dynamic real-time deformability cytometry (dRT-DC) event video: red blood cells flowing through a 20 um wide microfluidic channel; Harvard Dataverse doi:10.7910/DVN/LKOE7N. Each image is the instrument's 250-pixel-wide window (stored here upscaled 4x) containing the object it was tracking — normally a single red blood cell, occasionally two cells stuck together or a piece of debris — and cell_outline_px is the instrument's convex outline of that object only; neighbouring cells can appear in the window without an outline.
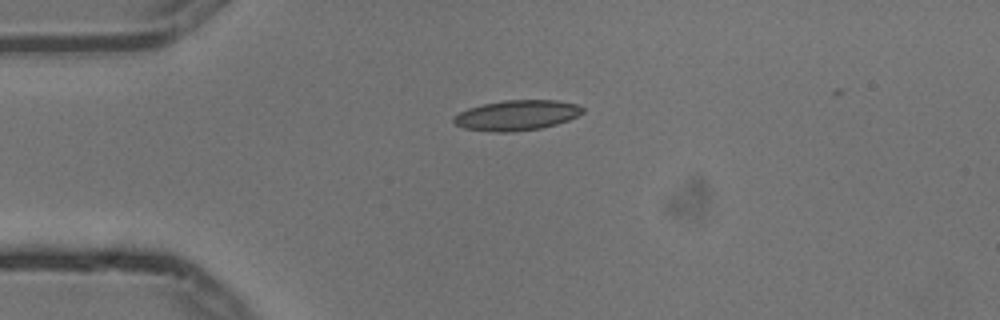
{"species": "common noctule bat (a hibernating species)", "species_latin": "Nyctalus noctula", "temperature_condition": "cold", "stored_images_in_passage": 2, "camera_frame_rate_fps": 3000, "um_per_image_px": 0.085, "animal": {"sex": "male", "body_mass_g": 13.3}, "frame": {"image": 1, "passage_image": 1, "time_ms": 0.0, "image_size_px": [1000, 320], "cell_outline_px": [[584, 112], [568, 120], [556, 124], [540, 128], [512, 132], [496, 132], [464, 128], [456, 124], [452, 120], [452, 116], [468, 108], [484, 104], [504, 100], [556, 100], [576, 104], [584, 108]], "centroid_in_image_um": [43.91, 9.79], "position_along_channel_um": 41.1, "area_um2": 22.6}}